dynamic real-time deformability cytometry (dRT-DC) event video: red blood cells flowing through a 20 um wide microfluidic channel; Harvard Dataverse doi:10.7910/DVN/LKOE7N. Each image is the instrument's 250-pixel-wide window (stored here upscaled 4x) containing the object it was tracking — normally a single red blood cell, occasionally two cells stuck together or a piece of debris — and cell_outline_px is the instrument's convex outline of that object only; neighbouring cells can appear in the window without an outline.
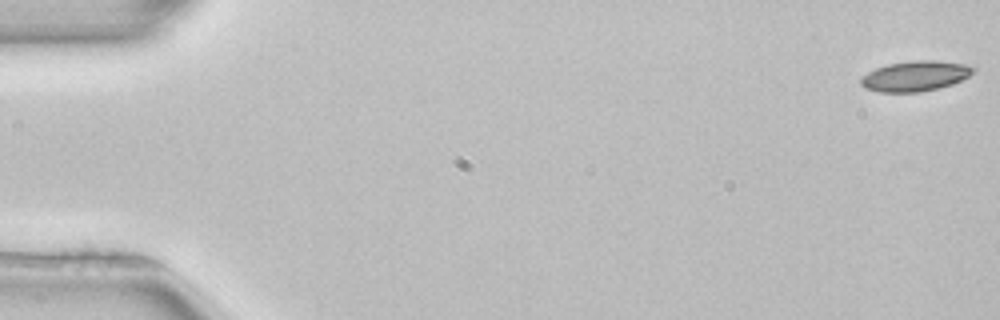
{"species": "common noctule bat (a hibernating species)", "species_latin": "Nyctalus noctula", "temperature_condition": "room temperature", "stored_images_in_passage": 53, "camera_frame_rate_fps": 3000, "um_per_image_px": 0.085, "animal": {"sex": "female", "body_mass_g": 22.7, "forearm_length_mm": 54.2}, "frame": {"image": 1, "passage_image": 1, "time_ms": 0.0, "image_size_px": [1000, 320], "cell_outline_px": [[976, 68], [968, 76], [952, 84], [940, 88], [920, 92], [880, 92], [864, 88], [860, 84], [860, 80], [868, 72], [876, 68], [888, 64], [916, 60], [932, 60], [964, 64]], "centroid_in_image_um": [77.77, 6.47], "position_along_channel_um": 7.2, "area_um2": 19.65}}
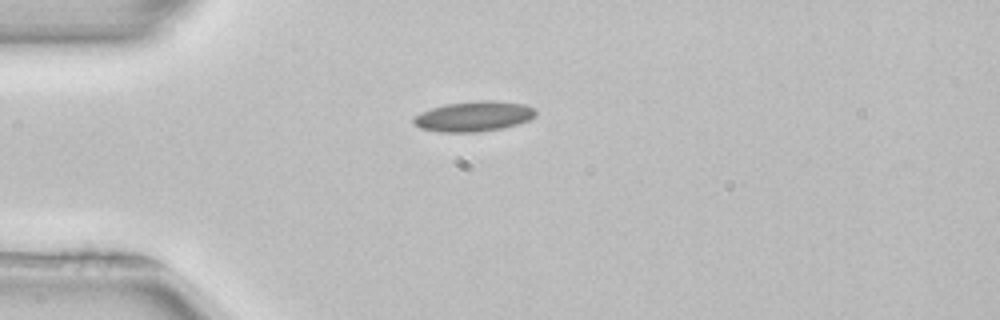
{"frame": {"image": 2, "passage_image": 14, "time_ms": 4.333, "image_size_px": [1000, 320], "cell_outline_px": [[536, 116], [528, 120], [516, 124], [500, 128], [476, 132], [440, 132], [420, 128], [412, 124], [412, 116], [420, 112], [444, 104], [476, 100], [492, 100], [524, 104], [536, 108]], "centroid_in_image_um": [40.23, 9.88], "position_along_channel_um": 44.8, "area_um2": 21.68}}
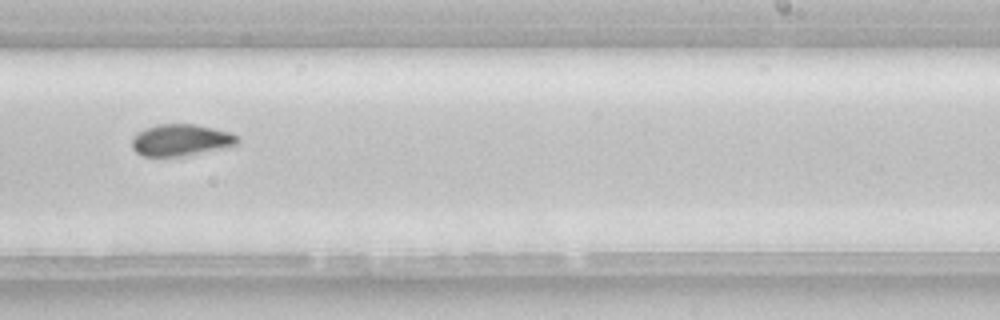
{"frame": {"image": 3, "passage_image": 33, "time_ms": 10.667, "image_size_px": [1000, 320], "cell_outline_px": [[240, 140], [236, 144], [220, 148], [184, 156], [144, 156], [136, 152], [132, 148], [132, 136], [136, 132], [144, 128], [156, 124], [196, 124], [232, 132]], "centroid_in_image_um": [15.33, 11.89], "position_along_channel_um": 273.7, "area_um2": 19.54}}